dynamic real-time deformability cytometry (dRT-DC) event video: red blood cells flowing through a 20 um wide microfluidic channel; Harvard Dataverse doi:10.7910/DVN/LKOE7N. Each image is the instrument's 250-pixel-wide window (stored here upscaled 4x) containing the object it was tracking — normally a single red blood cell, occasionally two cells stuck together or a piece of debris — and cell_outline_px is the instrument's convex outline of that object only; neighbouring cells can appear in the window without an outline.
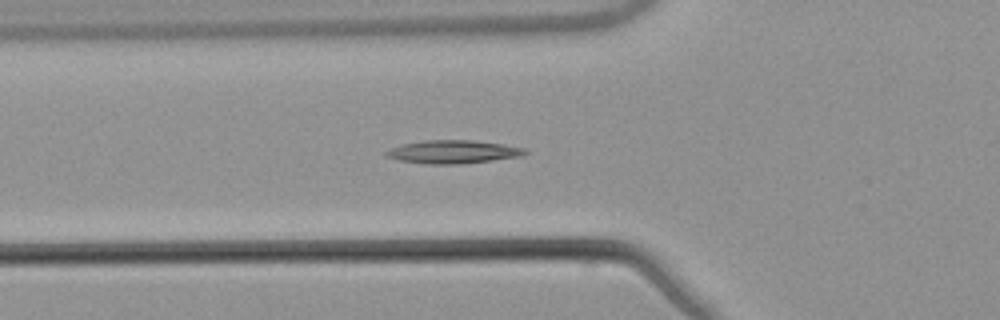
{"species": "common noctule bat (a hibernating species)", "species_latin": "Nyctalus noctula", "temperature_condition": "warm", "stored_images_in_passage": 33, "camera_frame_rate_fps": 3000, "um_per_image_px": 0.085, "animal": {"sex": "male", "body_mass_g": 21.5, "forearm_length_mm": 52.0}, "frame": {"image": 1, "passage_image": 2, "time_ms": 0.333, "image_size_px": [1000, 320], "cell_outline_px": [[528, 152], [520, 156], [492, 160], [456, 164], [424, 164], [400, 160], [384, 156], [384, 152], [392, 148], [404, 144], [424, 140], [472, 140], [528, 148]], "centroid_in_image_um": [38.5, 12.9], "position_along_channel_um": 87.3, "area_um2": 18.61}}
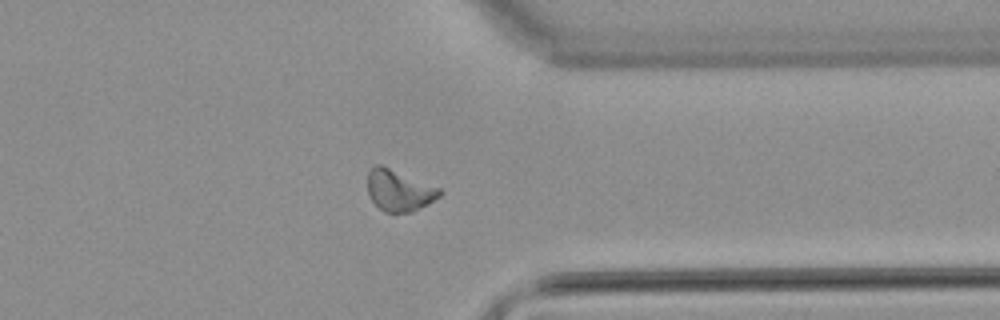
{"frame": {"image": 2, "passage_image": 25, "time_ms": 8.0, "image_size_px": [1000, 320], "cell_outline_px": [[444, 192], [440, 196], [428, 204], [412, 212], [384, 212], [368, 196], [368, 172], [376, 164], [380, 164], [440, 188]], "centroid_in_image_um": [33.93, 16.19], "position_along_channel_um": 377.5, "area_um2": 17.22}}
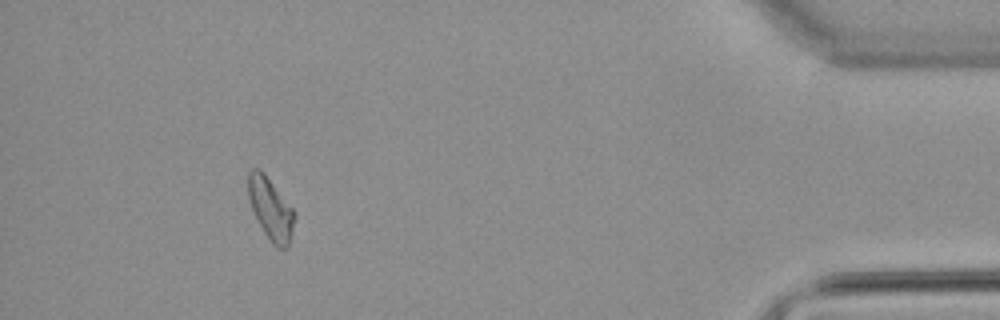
{"frame": {"image": 3, "passage_image": 32, "time_ms": 10.333, "image_size_px": [1000, 320], "cell_outline_px": [[296, 216], [288, 248], [276, 248], [272, 244], [264, 232], [252, 208], [248, 196], [248, 172], [252, 168], [256, 168], [264, 172], [296, 212]], "centroid_in_image_um": [23.03, 17.75], "position_along_channel_um": 412.2, "area_um2": 16.7}}